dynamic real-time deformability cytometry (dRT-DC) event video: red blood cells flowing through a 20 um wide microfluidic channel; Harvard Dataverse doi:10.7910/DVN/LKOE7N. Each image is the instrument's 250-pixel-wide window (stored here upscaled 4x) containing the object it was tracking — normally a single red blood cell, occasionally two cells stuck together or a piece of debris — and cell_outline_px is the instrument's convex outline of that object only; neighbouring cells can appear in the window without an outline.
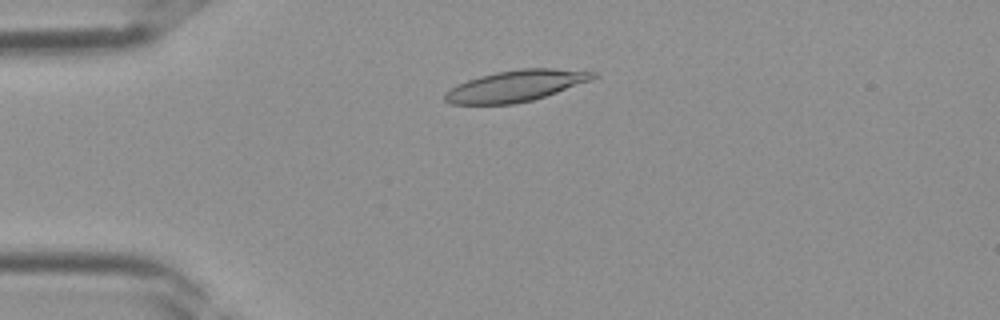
{"species": "Egyptian fruit bat (a non-hibernating species)", "species_latin": "Rousettus aegyptiacus", "temperature_condition": "room temperature", "stored_images_in_passage": 31, "camera_frame_rate_fps": 3000, "um_per_image_px": 0.085, "frame": {"image": 1, "passage_image": 3, "time_ms": 0.667, "image_size_px": [1000, 320], "cell_outline_px": [[600, 76], [592, 80], [532, 100], [516, 104], [448, 104], [444, 100], [444, 92], [468, 80], [480, 76], [496, 72], [520, 68], [552, 68], [600, 72]], "centroid_in_image_um": [43.88, 7.29], "position_along_channel_um": 41.1, "area_um2": 26.99}}
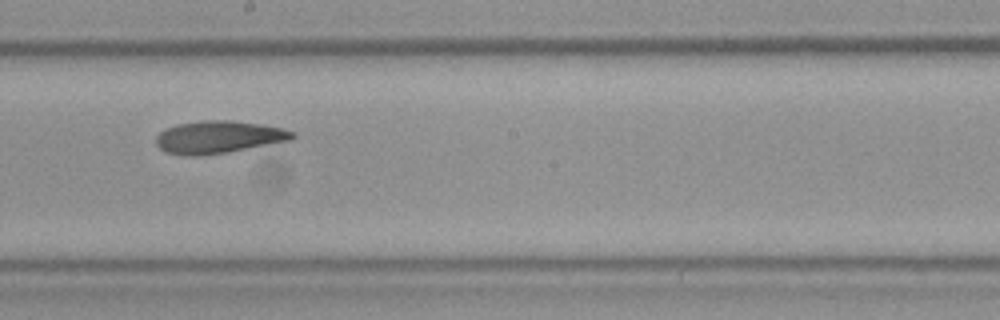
{"frame": {"image": 2, "passage_image": 15, "time_ms": 4.667, "image_size_px": [1000, 320], "cell_outline_px": [[296, 136], [292, 140], [228, 152], [200, 156], [184, 156], [164, 152], [156, 144], [156, 136], [164, 128], [176, 124], [204, 120], [228, 120], [260, 124], [284, 128], [296, 132]], "centroid_in_image_um": [18.57, 11.66], "position_along_channel_um": 229.6, "area_um2": 26.13}}
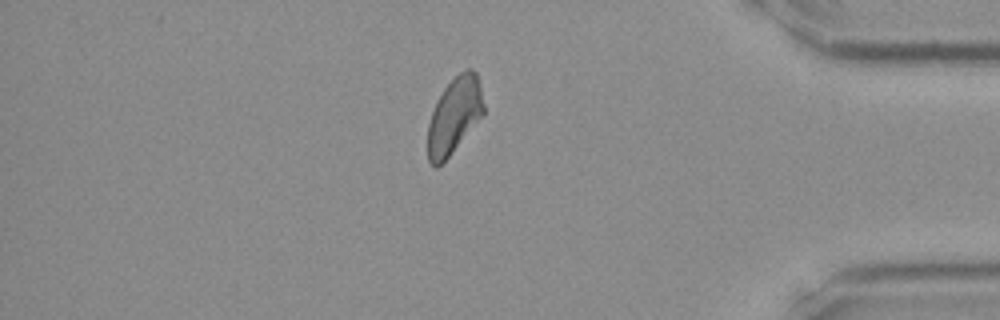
{"frame": {"image": 3, "passage_image": 26, "time_ms": 8.333, "image_size_px": [1000, 320], "cell_outline_px": [[484, 112], [448, 156], [436, 168], [428, 160], [428, 124], [436, 100], [444, 88], [460, 72], [468, 68], [472, 68], [476, 72], [480, 88], [484, 108]], "centroid_in_image_um": [38.59, 9.79], "position_along_channel_um": 396.6, "area_um2": 24.04}}